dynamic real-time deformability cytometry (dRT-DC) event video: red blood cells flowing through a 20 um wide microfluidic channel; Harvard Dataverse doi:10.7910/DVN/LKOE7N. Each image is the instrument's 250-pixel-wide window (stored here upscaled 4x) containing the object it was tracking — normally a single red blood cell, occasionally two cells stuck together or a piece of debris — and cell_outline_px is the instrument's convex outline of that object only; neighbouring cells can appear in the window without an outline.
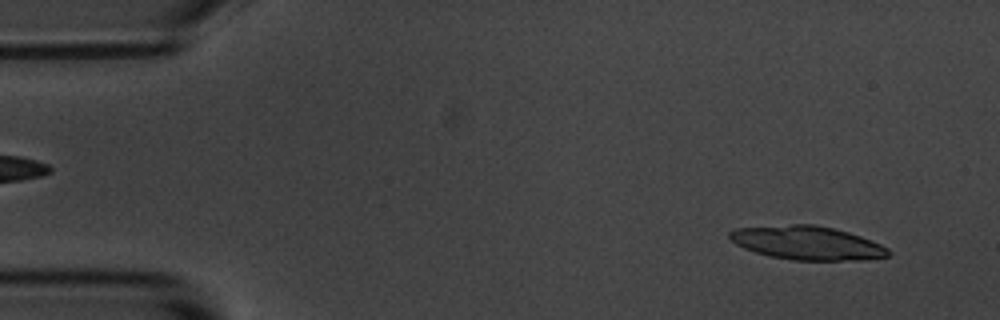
{"species": "common noctule bat (a hibernating species)", "species_latin": "Nyctalus noctula", "temperature_condition": "room temperature", "stored_images_in_passage": 37, "camera_frame_rate_fps": 3000, "um_per_image_px": 0.085, "animal": {"sex": "male", "body_mass_g": 20.1, "forearm_length_mm": 53.5}, "frame": {"image": 1, "passage_image": 3, "time_ms": 0.667, "image_size_px": [1000, 320], "cell_outline_px": [[892, 252], [888, 256], [864, 260], [792, 260], [772, 256], [756, 252], [744, 248], [736, 244], [728, 236], [728, 232], [736, 228], [792, 224], [816, 224], [848, 232], [872, 240], [888, 248]], "centroid_in_image_um": [68.63, 20.64], "position_along_channel_um": 16.4, "area_um2": 31.1}}